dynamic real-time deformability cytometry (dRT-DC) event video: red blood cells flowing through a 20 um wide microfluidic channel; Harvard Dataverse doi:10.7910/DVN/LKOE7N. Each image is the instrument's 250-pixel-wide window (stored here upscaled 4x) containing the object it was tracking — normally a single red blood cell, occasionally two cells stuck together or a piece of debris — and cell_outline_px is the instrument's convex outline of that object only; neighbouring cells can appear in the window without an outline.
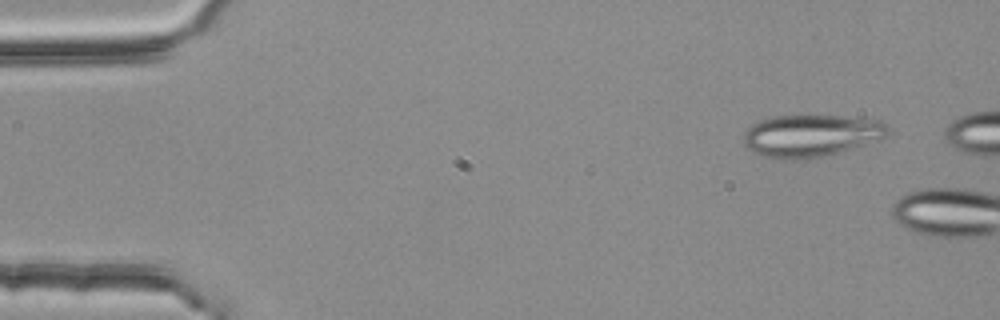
{"species": "common noctule bat (a hibernating species)", "species_latin": "Nyctalus noctula", "temperature_condition": "room temperature", "stored_images_in_passage": 2, "camera_frame_rate_fps": 3000, "um_per_image_px": 0.085, "animal": {"sex": "female", "body_mass_g": 25.1}, "frame": {"image": 1, "passage_image": 1, "time_ms": 0.0, "image_size_px": [1000, 320], "cell_outline_px": [[888, 136], [880, 140], [824, 156], [804, 160], [780, 160], [764, 156], [748, 148], [744, 144], [744, 132], [752, 124], [760, 120], [776, 116], [840, 116], [880, 120], [888, 128]], "centroid_in_image_um": [68.94, 11.54], "position_along_channel_um": 16.1, "area_um2": 35.49}}